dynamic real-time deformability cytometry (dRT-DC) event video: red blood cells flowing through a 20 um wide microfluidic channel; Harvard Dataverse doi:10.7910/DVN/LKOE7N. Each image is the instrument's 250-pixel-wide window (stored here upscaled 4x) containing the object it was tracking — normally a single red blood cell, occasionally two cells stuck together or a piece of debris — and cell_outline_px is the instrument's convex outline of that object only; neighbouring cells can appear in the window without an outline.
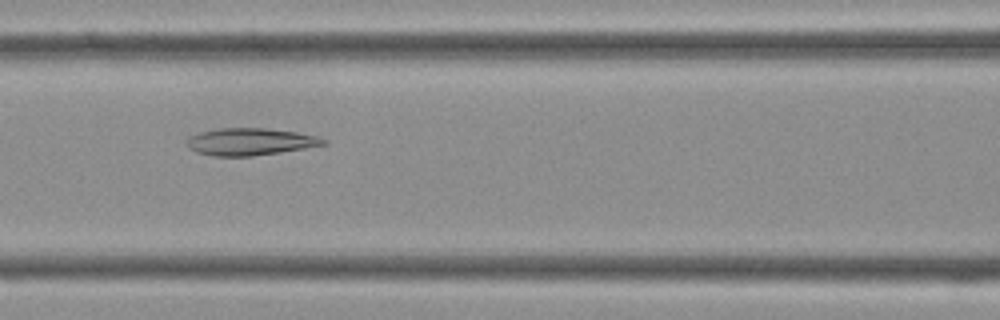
{"species": "Egyptian fruit bat (a non-hibernating species)", "species_latin": "Rousettus aegyptiacus", "temperature_condition": "cold", "stored_images_in_passage": 42, "camera_frame_rate_fps": 3000, "um_per_image_px": 0.085, "frame": {"image": 1, "passage_image": 18, "time_ms": 5.667, "image_size_px": [1000, 320], "cell_outline_px": [[328, 144], [280, 152], [252, 156], [212, 156], [196, 152], [188, 148], [184, 140], [200, 132], [220, 128], [264, 128], [296, 132], [316, 136], [328, 140]], "centroid_in_image_um": [21.24, 12.05], "position_along_channel_um": 145.4, "area_um2": 21.62}}
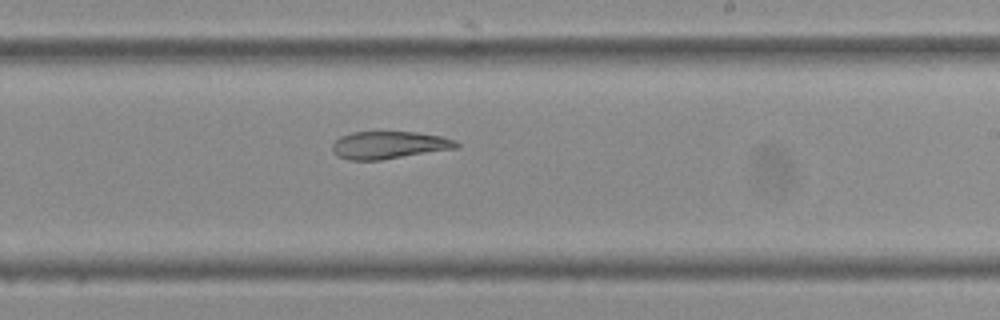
{"frame": {"image": 2, "passage_image": 25, "time_ms": 8.0, "image_size_px": [1000, 320], "cell_outline_px": [[460, 144], [456, 148], [380, 160], [348, 160], [336, 156], [332, 152], [332, 144], [340, 136], [352, 132], [416, 132], [440, 136], [456, 140]], "centroid_in_image_um": [33.02, 12.33], "position_along_channel_um": 256.0, "area_um2": 19.88}}
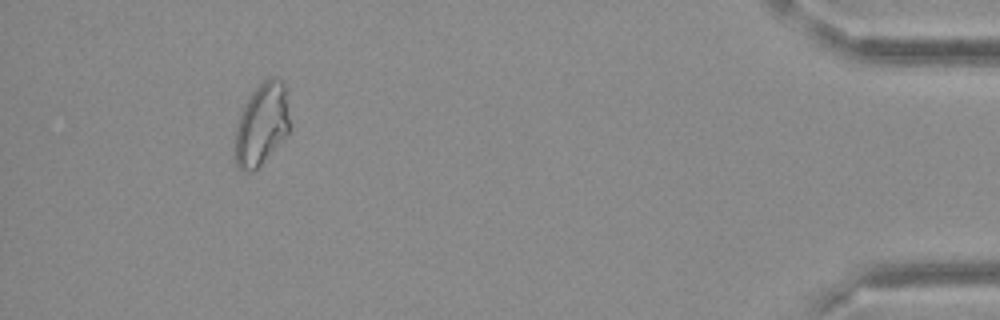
{"frame": {"image": 3, "passage_image": 39, "time_ms": 12.667, "image_size_px": [1000, 320], "cell_outline_px": [[288, 132], [264, 160], [252, 172], [240, 172], [236, 164], [232, 152], [236, 124], [244, 104], [252, 92], [264, 80], [272, 76], [276, 76], [284, 80], [288, 116]], "centroid_in_image_um": [22.17, 10.58], "position_along_channel_um": 413.0, "area_um2": 26.3}}